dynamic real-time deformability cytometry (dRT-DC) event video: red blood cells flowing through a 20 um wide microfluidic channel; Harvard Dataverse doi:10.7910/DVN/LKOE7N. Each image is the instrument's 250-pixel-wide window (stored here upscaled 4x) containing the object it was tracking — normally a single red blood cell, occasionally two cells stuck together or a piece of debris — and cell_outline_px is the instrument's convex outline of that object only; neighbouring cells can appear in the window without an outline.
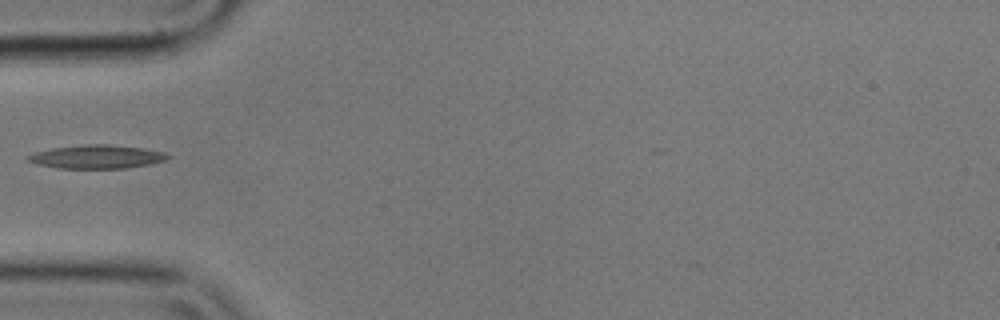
{"species": "common noctule bat (a hibernating species)", "species_latin": "Nyctalus noctula", "temperature_condition": "cold", "stored_images_in_passage": 6, "camera_frame_rate_fps": 3000, "um_per_image_px": 0.085, "animal": {"sex": "male", "body_mass_g": 17.9}, "frame": {"image": 1, "passage_image": 6, "time_ms": 1.667, "image_size_px": [1000, 320], "cell_outline_px": [[172, 156], [164, 160], [148, 164], [124, 168], [60, 168], [40, 164], [28, 160], [24, 156], [36, 152], [52, 148], [84, 144], [108, 144], [144, 148], [164, 152]], "centroid_in_image_um": [8.24, 13.31], "position_along_channel_um": 76.8, "area_um2": 18.96}}